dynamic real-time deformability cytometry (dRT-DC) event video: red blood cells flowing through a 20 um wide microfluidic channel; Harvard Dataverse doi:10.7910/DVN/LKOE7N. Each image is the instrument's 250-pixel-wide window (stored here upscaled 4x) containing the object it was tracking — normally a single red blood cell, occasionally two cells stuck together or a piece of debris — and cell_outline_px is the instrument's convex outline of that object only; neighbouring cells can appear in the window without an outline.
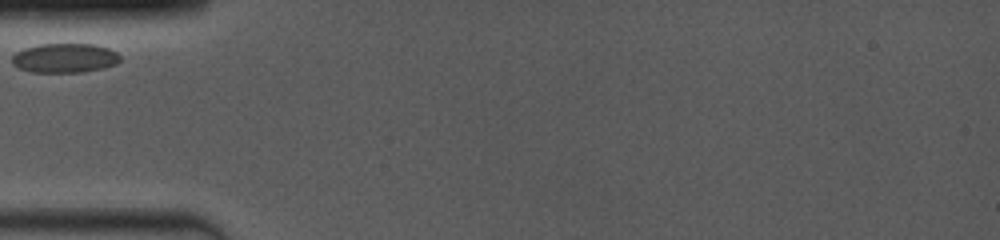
{"species": "common noctule bat (a hibernating species)", "species_latin": "Nyctalus noctula", "temperature_condition": "room temperature", "stored_images_in_passage": 28, "camera_frame_rate_fps": 4000, "um_per_image_px": 0.085, "animal": {"sex": "female", "body_mass_g": 19.0, "forearm_length_mm": 53.3}, "frame": {"image": 1, "passage_image": 1, "time_ms": 0.0, "image_size_px": [1000, 240], "cell_outline_px": [[120, 60], [116, 64], [100, 68], [80, 72], [32, 72], [20, 68], [12, 64], [12, 56], [16, 52], [24, 48], [40, 44], [92, 44], [108, 48], [116, 52], [120, 56]], "centroid_in_image_um": [5.48, 4.92], "position_along_channel_um": 79.5, "area_um2": 18.32}}
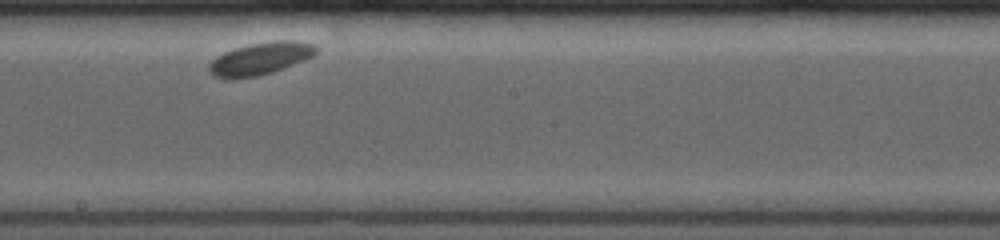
{"frame": {"image": 2, "passage_image": 12, "time_ms": 4.25, "image_size_px": [1000, 240], "cell_outline_px": [[320, 48], [312, 56], [304, 60], [272, 72], [256, 76], [224, 80], [212, 76], [208, 72], [208, 64], [216, 56], [224, 52], [236, 48], [252, 44], [276, 40], [300, 40], [316, 44]], "centroid_in_image_um": [22.12, 4.98], "position_along_channel_um": 226.1, "area_um2": 20.46}}
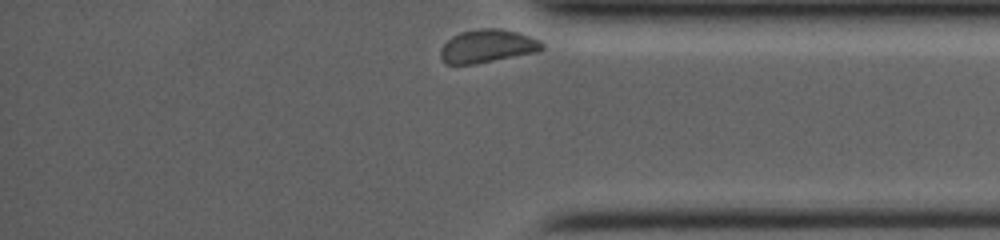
{"frame": {"image": 3, "passage_image": 28, "time_ms": 9.0, "image_size_px": [1000, 240], "cell_outline_px": [[544, 48], [536, 52], [476, 64], [444, 64], [440, 56], [440, 48], [452, 36], [460, 32], [480, 28], [496, 28], [516, 32], [540, 40], [544, 44]], "centroid_in_image_um": [41.4, 3.93], "position_along_channel_um": 393.8, "area_um2": 19.59}}